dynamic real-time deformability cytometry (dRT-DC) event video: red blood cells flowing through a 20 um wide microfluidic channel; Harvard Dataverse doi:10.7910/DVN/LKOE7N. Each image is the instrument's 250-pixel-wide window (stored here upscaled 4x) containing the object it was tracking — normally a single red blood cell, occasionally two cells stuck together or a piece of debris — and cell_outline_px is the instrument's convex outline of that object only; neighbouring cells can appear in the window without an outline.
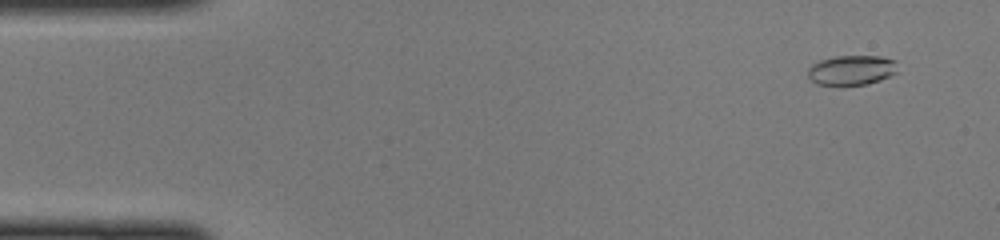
{"species": "common noctule bat (a hibernating species)", "species_latin": "Nyctalus noctula", "temperature_condition": "cold", "stored_images_in_passage": 48, "camera_frame_rate_fps": 3000, "um_per_image_px": 0.085, "animal": {"sex": "female", "body_mass_g": 22.0, "forearm_length_mm": 56.7}, "frame": {"image": 1, "passage_image": 4, "time_ms": 1.0, "image_size_px": [1000, 240], "cell_outline_px": [[896, 72], [880, 80], [868, 84], [816, 84], [808, 76], [808, 68], [812, 64], [820, 60], [836, 56], [880, 56], [896, 60]], "centroid_in_image_um": [72.38, 5.94], "position_along_channel_um": 12.6, "area_um2": 15.37}}
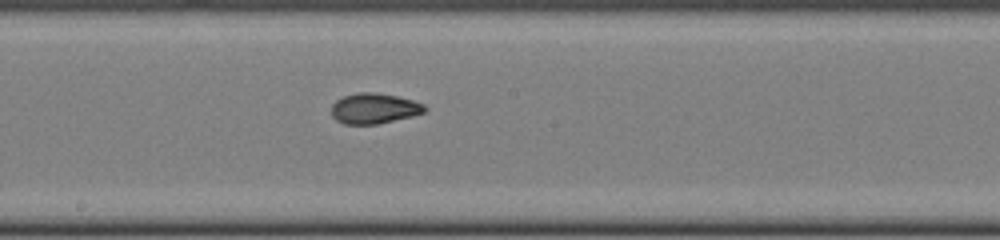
{"frame": {"image": 2, "passage_image": 26, "time_ms": 8.333, "image_size_px": [1000, 240], "cell_outline_px": [[428, 108], [424, 112], [412, 116], [376, 124], [344, 124], [336, 120], [332, 116], [332, 104], [336, 100], [344, 96], [360, 92], [376, 92], [396, 96], [412, 100], [424, 104]], "centroid_in_image_um": [31.8, 9.21], "position_along_channel_um": 216.4, "area_um2": 16.47}}
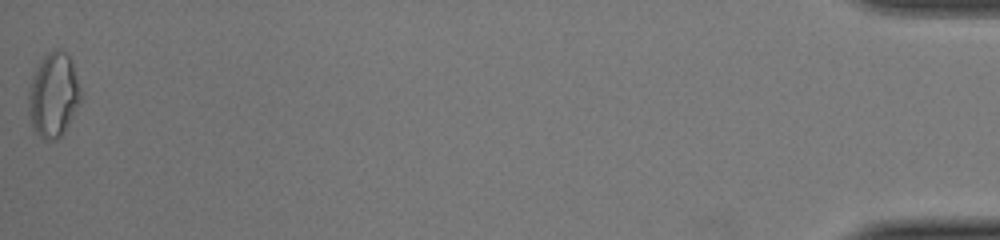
{"frame": {"image": 3, "passage_image": 48, "time_ms": 15.667, "image_size_px": [1000, 240], "cell_outline_px": [[80, 104], [64, 132], [56, 140], [44, 140], [32, 128], [28, 112], [28, 92], [32, 76], [36, 68], [44, 56], [48, 52], [56, 48], [64, 52], [68, 56], [72, 64], [80, 88]], "centroid_in_image_um": [4.52, 8.11], "position_along_channel_um": 430.7, "area_um2": 25.61}}